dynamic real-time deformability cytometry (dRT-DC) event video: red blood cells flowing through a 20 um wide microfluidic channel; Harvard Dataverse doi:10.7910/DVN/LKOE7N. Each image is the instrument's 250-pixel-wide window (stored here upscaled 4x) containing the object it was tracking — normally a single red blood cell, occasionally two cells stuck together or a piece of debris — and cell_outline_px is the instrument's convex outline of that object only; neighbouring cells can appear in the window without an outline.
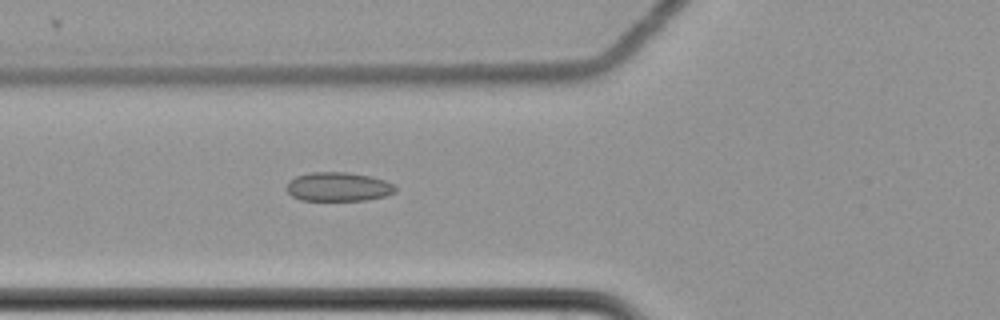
{"species": "common noctule bat (a hibernating species)", "species_latin": "Nyctalus noctula", "temperature_condition": "cold", "stored_images_in_passage": 7, "camera_frame_rate_fps": 3000, "um_per_image_px": 0.085, "animal": {"sex": "female", "body_mass_g": 22.7, "forearm_length_mm": 54.2}, "frame": {"image": 1, "passage_image": 7, "time_ms": 2.0, "image_size_px": [1000, 320], "cell_outline_px": [[396, 192], [384, 196], [364, 200], [300, 200], [292, 196], [288, 192], [288, 180], [296, 176], [312, 172], [348, 172], [372, 176], [384, 180], [392, 184], [396, 188]], "centroid_in_image_um": [28.75, 15.87], "position_along_channel_um": 97.0, "area_um2": 18.32}}